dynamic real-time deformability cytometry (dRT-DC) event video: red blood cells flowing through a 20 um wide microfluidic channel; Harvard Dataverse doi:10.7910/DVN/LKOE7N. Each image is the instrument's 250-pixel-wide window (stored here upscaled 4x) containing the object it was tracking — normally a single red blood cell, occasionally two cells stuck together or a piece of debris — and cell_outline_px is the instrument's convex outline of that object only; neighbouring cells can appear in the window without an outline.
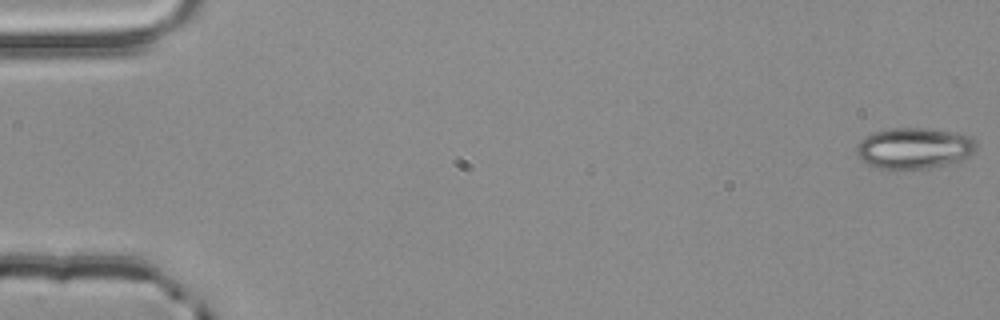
{"species": "common noctule bat (a hibernating species)", "species_latin": "Nyctalus noctula", "temperature_condition": "room temperature", "stored_images_in_passage": 55, "camera_frame_rate_fps": 3000, "um_per_image_px": 0.085, "animal": {"sex": "male", "body_mass_g": 20.4}, "frame": {"image": 1, "passage_image": 1, "time_ms": 0.0, "image_size_px": [1000, 320], "cell_outline_px": [[976, 148], [964, 160], [928, 168], [876, 168], [856, 156], [856, 148], [872, 132], [892, 128], [928, 128], [972, 136], [976, 140]], "centroid_in_image_um": [77.73, 12.59], "position_along_channel_um": 7.3, "area_um2": 28.32}}
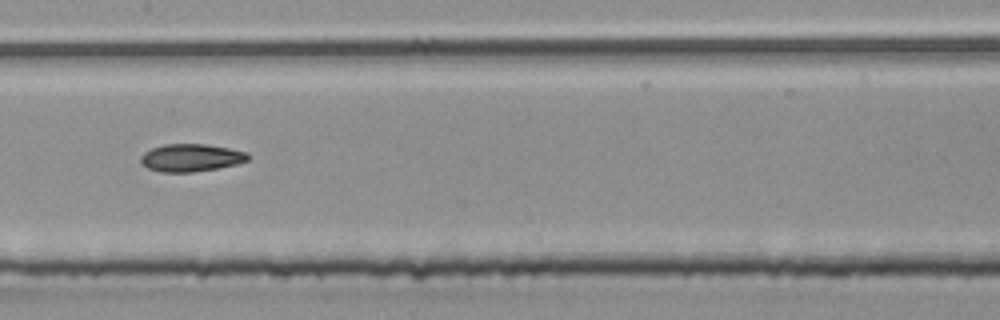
{"frame": {"image": 2, "passage_image": 28, "time_ms": 9.0, "image_size_px": [1000, 320], "cell_outline_px": [[252, 156], [248, 160], [240, 164], [192, 172], [160, 172], [148, 168], [140, 160], [140, 156], [144, 152], [152, 148], [164, 144], [204, 144], [228, 148], [248, 152]], "centroid_in_image_um": [16.27, 13.4], "position_along_channel_um": 191.1, "area_um2": 17.34}}
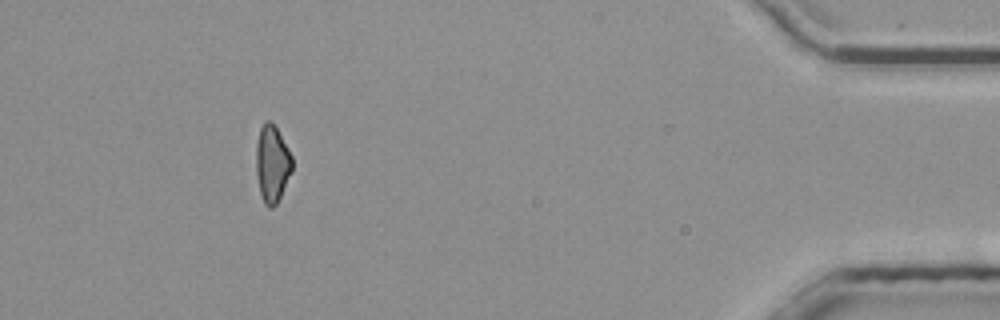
{"frame": {"image": 3, "passage_image": 50, "time_ms": 16.333, "image_size_px": [1000, 320], "cell_outline_px": [[292, 172], [276, 204], [272, 208], [268, 208], [264, 204], [260, 192], [256, 172], [256, 144], [260, 128], [264, 120], [268, 120], [276, 128], [288, 148], [292, 156]], "centroid_in_image_um": [23.12, 13.92], "position_along_channel_um": 412.1, "area_um2": 16.13}, "authors_computed_cell_mechanics": {"area_um2": 17.34, "velocity_mm_per_s": 3.903, "shape_relaxation_time_tau1_ms": null, "shape_relaxation_time_tau2_ms": 11.0703, "deformation_change_tau1": null, "deformation_change_tau2": 0.2022}}